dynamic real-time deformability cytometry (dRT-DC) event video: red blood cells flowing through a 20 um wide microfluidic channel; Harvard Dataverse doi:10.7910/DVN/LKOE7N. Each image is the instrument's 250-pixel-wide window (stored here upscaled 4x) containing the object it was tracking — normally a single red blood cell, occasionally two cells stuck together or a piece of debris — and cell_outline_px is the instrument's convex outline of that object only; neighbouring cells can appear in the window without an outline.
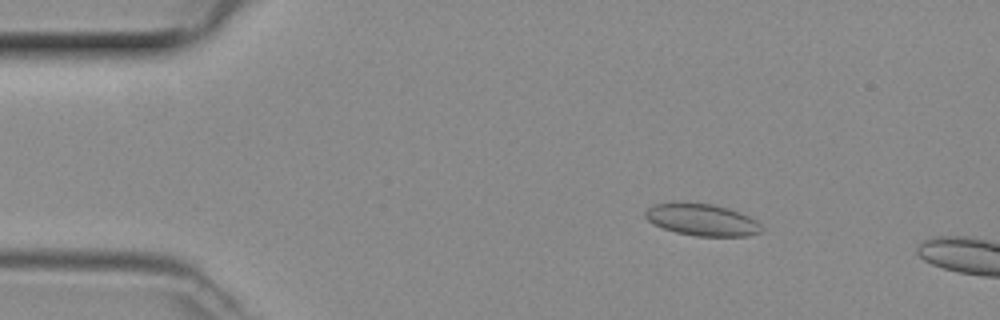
{"species": "common noctule bat (a hibernating species)", "species_latin": "Nyctalus noctula", "temperature_condition": "room temperature", "stored_images_in_passage": 10, "camera_frame_rate_fps": 3000, "um_per_image_px": 0.085, "animal": {"sex": "female", "body_mass_g": 29.2, "forearm_length_mm": 56.3}, "frame": {"image": 1, "passage_image": 7, "time_ms": 2.0, "image_size_px": [1000, 320], "cell_outline_px": [[764, 228], [760, 232], [748, 236], [696, 236], [676, 232], [652, 224], [644, 216], [644, 212], [648, 208], [656, 204], [712, 204], [728, 208], [740, 212], [756, 220]], "centroid_in_image_um": [59.7, 18.71], "position_along_channel_um": 25.3, "area_um2": 21.21}}